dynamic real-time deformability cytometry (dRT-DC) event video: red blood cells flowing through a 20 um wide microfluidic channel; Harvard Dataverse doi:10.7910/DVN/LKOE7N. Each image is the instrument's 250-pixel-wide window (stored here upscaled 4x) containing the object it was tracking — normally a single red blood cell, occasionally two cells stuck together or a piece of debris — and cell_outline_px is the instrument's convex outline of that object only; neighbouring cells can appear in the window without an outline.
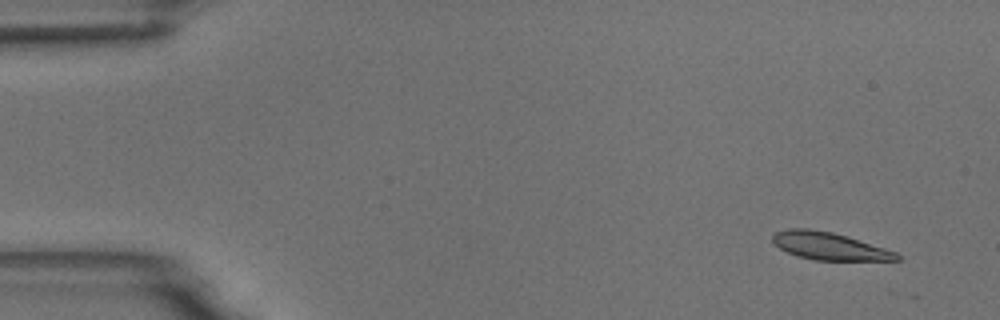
{"species": "common noctule bat (a hibernating species)", "species_latin": "Nyctalus noctula", "temperature_condition": "room temperature", "stored_images_in_passage": 5, "camera_frame_rate_fps": 3000, "um_per_image_px": 0.085, "animal": {"sex": "male", "body_mass_g": 18.8}, "frame": {"image": 1, "passage_image": 1, "time_ms": 0.0, "image_size_px": [1000, 320], "cell_outline_px": [[900, 260], [816, 260], [796, 256], [780, 248], [772, 240], [772, 236], [776, 232], [788, 228], [808, 228], [832, 232], [848, 236], [896, 252], [900, 256]], "centroid_in_image_um": [70.47, 20.91], "position_along_channel_um": 14.5, "area_um2": 19.77}}
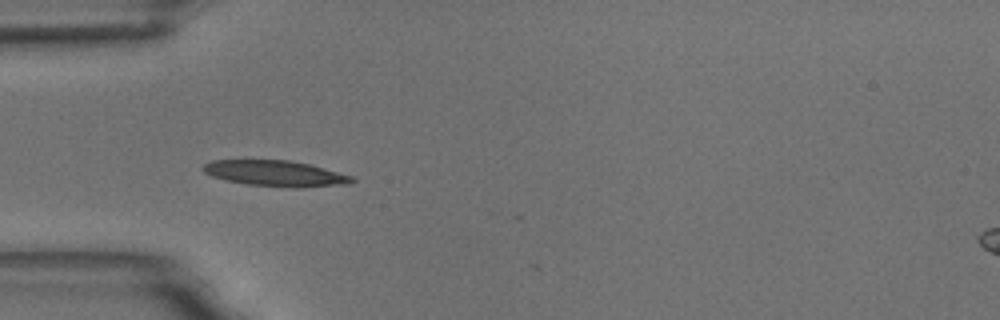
{"frame": {"image": 2, "passage_image": 4, "time_ms": 4.333, "image_size_px": [1000, 320], "cell_outline_px": [[356, 180], [348, 184], [300, 188], [296, 188], [248, 184], [224, 180], [212, 176], [204, 172], [200, 168], [204, 164], [212, 160], [288, 160], [308, 164], [352, 176]], "centroid_in_image_um": [23.39, 14.74], "position_along_channel_um": 61.6, "area_um2": 22.31}}